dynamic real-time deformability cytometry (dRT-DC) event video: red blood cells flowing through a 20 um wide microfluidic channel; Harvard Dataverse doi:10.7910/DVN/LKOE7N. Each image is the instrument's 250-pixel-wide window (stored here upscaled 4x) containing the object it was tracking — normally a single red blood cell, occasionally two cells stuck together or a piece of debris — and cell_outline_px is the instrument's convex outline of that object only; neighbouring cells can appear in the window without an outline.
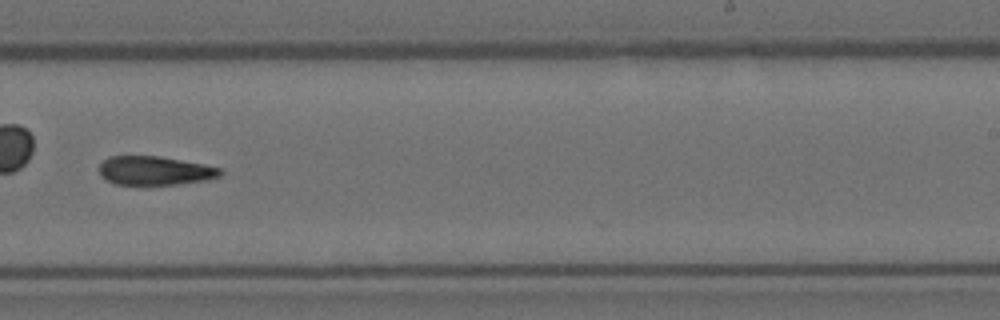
{"species": "Egyptian fruit bat (a non-hibernating species)", "species_latin": "Rousettus aegyptiacus", "temperature_condition": "room temperature", "stored_images_in_passage": 31, "camera_frame_rate_fps": 3000, "um_per_image_px": 0.085, "animal": {"sex": "female"}, "frame": {"image": 1, "passage_image": 19, "time_ms": 6.0, "image_size_px": [1000, 320], "cell_outline_px": [[224, 172], [220, 176], [208, 180], [180, 184], [116, 184], [100, 176], [100, 164], [108, 156], [160, 156], [204, 164], [220, 168]], "centroid_in_image_um": [13.2, 14.5], "position_along_channel_um": 275.8, "area_um2": 20.35}}